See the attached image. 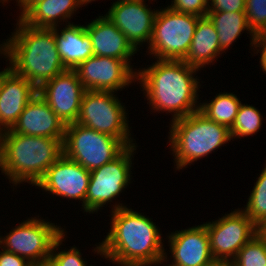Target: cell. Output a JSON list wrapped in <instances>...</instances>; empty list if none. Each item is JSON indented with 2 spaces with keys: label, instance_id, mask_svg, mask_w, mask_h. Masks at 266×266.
Instances as JSON below:
<instances>
[{
  "label": "cell",
  "instance_id": "obj_23",
  "mask_svg": "<svg viewBox=\"0 0 266 266\" xmlns=\"http://www.w3.org/2000/svg\"><path fill=\"white\" fill-rule=\"evenodd\" d=\"M207 17L213 23L219 38L220 49L225 52L246 30L251 36L250 47L254 48L256 35L248 26L245 12H208ZM242 32V33H241ZM237 39V40H236Z\"/></svg>",
  "mask_w": 266,
  "mask_h": 266
},
{
  "label": "cell",
  "instance_id": "obj_6",
  "mask_svg": "<svg viewBox=\"0 0 266 266\" xmlns=\"http://www.w3.org/2000/svg\"><path fill=\"white\" fill-rule=\"evenodd\" d=\"M200 18L197 15L176 12L168 6L158 9L146 53L157 60L183 61L189 52Z\"/></svg>",
  "mask_w": 266,
  "mask_h": 266
},
{
  "label": "cell",
  "instance_id": "obj_12",
  "mask_svg": "<svg viewBox=\"0 0 266 266\" xmlns=\"http://www.w3.org/2000/svg\"><path fill=\"white\" fill-rule=\"evenodd\" d=\"M74 71L86 90L117 94L131 83L137 82V69L134 70L126 61L113 57L93 55L80 63Z\"/></svg>",
  "mask_w": 266,
  "mask_h": 266
},
{
  "label": "cell",
  "instance_id": "obj_32",
  "mask_svg": "<svg viewBox=\"0 0 266 266\" xmlns=\"http://www.w3.org/2000/svg\"><path fill=\"white\" fill-rule=\"evenodd\" d=\"M0 266H34V265L24 257L0 249Z\"/></svg>",
  "mask_w": 266,
  "mask_h": 266
},
{
  "label": "cell",
  "instance_id": "obj_4",
  "mask_svg": "<svg viewBox=\"0 0 266 266\" xmlns=\"http://www.w3.org/2000/svg\"><path fill=\"white\" fill-rule=\"evenodd\" d=\"M64 138L38 137L5 130L0 133V170L9 183L35 186L63 155Z\"/></svg>",
  "mask_w": 266,
  "mask_h": 266
},
{
  "label": "cell",
  "instance_id": "obj_36",
  "mask_svg": "<svg viewBox=\"0 0 266 266\" xmlns=\"http://www.w3.org/2000/svg\"><path fill=\"white\" fill-rule=\"evenodd\" d=\"M207 266H233L232 261L215 260Z\"/></svg>",
  "mask_w": 266,
  "mask_h": 266
},
{
  "label": "cell",
  "instance_id": "obj_40",
  "mask_svg": "<svg viewBox=\"0 0 266 266\" xmlns=\"http://www.w3.org/2000/svg\"><path fill=\"white\" fill-rule=\"evenodd\" d=\"M118 2H120V1H130V0H117ZM149 1V0H148ZM151 2L153 1V0H150ZM156 1V0H155Z\"/></svg>",
  "mask_w": 266,
  "mask_h": 266
},
{
  "label": "cell",
  "instance_id": "obj_27",
  "mask_svg": "<svg viewBox=\"0 0 266 266\" xmlns=\"http://www.w3.org/2000/svg\"><path fill=\"white\" fill-rule=\"evenodd\" d=\"M233 266H266V237L260 232L232 260Z\"/></svg>",
  "mask_w": 266,
  "mask_h": 266
},
{
  "label": "cell",
  "instance_id": "obj_37",
  "mask_svg": "<svg viewBox=\"0 0 266 266\" xmlns=\"http://www.w3.org/2000/svg\"><path fill=\"white\" fill-rule=\"evenodd\" d=\"M94 2L95 0H79L80 2V5L83 7V6H86L88 3H91V2Z\"/></svg>",
  "mask_w": 266,
  "mask_h": 266
},
{
  "label": "cell",
  "instance_id": "obj_7",
  "mask_svg": "<svg viewBox=\"0 0 266 266\" xmlns=\"http://www.w3.org/2000/svg\"><path fill=\"white\" fill-rule=\"evenodd\" d=\"M115 92L86 90L80 106L77 123L95 131L118 138L126 147L136 142L130 133L131 127L126 107ZM135 142V143H133Z\"/></svg>",
  "mask_w": 266,
  "mask_h": 266
},
{
  "label": "cell",
  "instance_id": "obj_14",
  "mask_svg": "<svg viewBox=\"0 0 266 266\" xmlns=\"http://www.w3.org/2000/svg\"><path fill=\"white\" fill-rule=\"evenodd\" d=\"M145 1H115L105 14L138 52L143 44L149 46L157 13Z\"/></svg>",
  "mask_w": 266,
  "mask_h": 266
},
{
  "label": "cell",
  "instance_id": "obj_5",
  "mask_svg": "<svg viewBox=\"0 0 266 266\" xmlns=\"http://www.w3.org/2000/svg\"><path fill=\"white\" fill-rule=\"evenodd\" d=\"M169 128V149L176 171L207 157L232 140L227 126L207 119L199 111L170 121Z\"/></svg>",
  "mask_w": 266,
  "mask_h": 266
},
{
  "label": "cell",
  "instance_id": "obj_10",
  "mask_svg": "<svg viewBox=\"0 0 266 266\" xmlns=\"http://www.w3.org/2000/svg\"><path fill=\"white\" fill-rule=\"evenodd\" d=\"M136 150V144L127 146L112 161L90 172L83 212L98 213L102 207H107L109 202L113 203L127 186L129 187L133 174L132 159Z\"/></svg>",
  "mask_w": 266,
  "mask_h": 266
},
{
  "label": "cell",
  "instance_id": "obj_25",
  "mask_svg": "<svg viewBox=\"0 0 266 266\" xmlns=\"http://www.w3.org/2000/svg\"><path fill=\"white\" fill-rule=\"evenodd\" d=\"M254 184L247 205L241 210L260 229L266 223V164Z\"/></svg>",
  "mask_w": 266,
  "mask_h": 266
},
{
  "label": "cell",
  "instance_id": "obj_3",
  "mask_svg": "<svg viewBox=\"0 0 266 266\" xmlns=\"http://www.w3.org/2000/svg\"><path fill=\"white\" fill-rule=\"evenodd\" d=\"M8 38L9 67L39 89L67 69L57 50L54 28H36L20 18Z\"/></svg>",
  "mask_w": 266,
  "mask_h": 266
},
{
  "label": "cell",
  "instance_id": "obj_19",
  "mask_svg": "<svg viewBox=\"0 0 266 266\" xmlns=\"http://www.w3.org/2000/svg\"><path fill=\"white\" fill-rule=\"evenodd\" d=\"M85 28L91 38L95 56L121 59L133 66L130 61L137 50L106 15L102 14L90 23H86Z\"/></svg>",
  "mask_w": 266,
  "mask_h": 266
},
{
  "label": "cell",
  "instance_id": "obj_22",
  "mask_svg": "<svg viewBox=\"0 0 266 266\" xmlns=\"http://www.w3.org/2000/svg\"><path fill=\"white\" fill-rule=\"evenodd\" d=\"M223 53L213 23L207 16L201 17L197 22L189 52L183 61L190 67L201 70L206 65H213Z\"/></svg>",
  "mask_w": 266,
  "mask_h": 266
},
{
  "label": "cell",
  "instance_id": "obj_29",
  "mask_svg": "<svg viewBox=\"0 0 266 266\" xmlns=\"http://www.w3.org/2000/svg\"><path fill=\"white\" fill-rule=\"evenodd\" d=\"M245 13L255 35L266 32V0H246Z\"/></svg>",
  "mask_w": 266,
  "mask_h": 266
},
{
  "label": "cell",
  "instance_id": "obj_33",
  "mask_svg": "<svg viewBox=\"0 0 266 266\" xmlns=\"http://www.w3.org/2000/svg\"><path fill=\"white\" fill-rule=\"evenodd\" d=\"M253 50L256 54L260 53V67L266 74V35L264 33L256 35Z\"/></svg>",
  "mask_w": 266,
  "mask_h": 266
},
{
  "label": "cell",
  "instance_id": "obj_39",
  "mask_svg": "<svg viewBox=\"0 0 266 266\" xmlns=\"http://www.w3.org/2000/svg\"><path fill=\"white\" fill-rule=\"evenodd\" d=\"M34 266H53V265L48 261V262L37 264V265H34Z\"/></svg>",
  "mask_w": 266,
  "mask_h": 266
},
{
  "label": "cell",
  "instance_id": "obj_20",
  "mask_svg": "<svg viewBox=\"0 0 266 266\" xmlns=\"http://www.w3.org/2000/svg\"><path fill=\"white\" fill-rule=\"evenodd\" d=\"M54 28V37L60 59L66 69L74 70L80 63L93 56V45L85 25L63 24Z\"/></svg>",
  "mask_w": 266,
  "mask_h": 266
},
{
  "label": "cell",
  "instance_id": "obj_17",
  "mask_svg": "<svg viewBox=\"0 0 266 266\" xmlns=\"http://www.w3.org/2000/svg\"><path fill=\"white\" fill-rule=\"evenodd\" d=\"M38 89L8 65L3 68L0 81V133L9 130L17 122L27 103Z\"/></svg>",
  "mask_w": 266,
  "mask_h": 266
},
{
  "label": "cell",
  "instance_id": "obj_34",
  "mask_svg": "<svg viewBox=\"0 0 266 266\" xmlns=\"http://www.w3.org/2000/svg\"><path fill=\"white\" fill-rule=\"evenodd\" d=\"M17 3V6H19L18 9H20V14L19 17L20 18L35 2L40 1V0H15ZM10 2L9 0H0V3L3 4Z\"/></svg>",
  "mask_w": 266,
  "mask_h": 266
},
{
  "label": "cell",
  "instance_id": "obj_16",
  "mask_svg": "<svg viewBox=\"0 0 266 266\" xmlns=\"http://www.w3.org/2000/svg\"><path fill=\"white\" fill-rule=\"evenodd\" d=\"M167 237L170 257L173 258L168 266H207L215 261L204 223L173 231Z\"/></svg>",
  "mask_w": 266,
  "mask_h": 266
},
{
  "label": "cell",
  "instance_id": "obj_21",
  "mask_svg": "<svg viewBox=\"0 0 266 266\" xmlns=\"http://www.w3.org/2000/svg\"><path fill=\"white\" fill-rule=\"evenodd\" d=\"M80 7L82 6L79 0H40L35 2L20 19L31 27L60 26L61 28L60 22H65V25L70 24L68 19L70 20Z\"/></svg>",
  "mask_w": 266,
  "mask_h": 266
},
{
  "label": "cell",
  "instance_id": "obj_30",
  "mask_svg": "<svg viewBox=\"0 0 266 266\" xmlns=\"http://www.w3.org/2000/svg\"><path fill=\"white\" fill-rule=\"evenodd\" d=\"M168 7L176 12L205 17L208 13V0H172Z\"/></svg>",
  "mask_w": 266,
  "mask_h": 266
},
{
  "label": "cell",
  "instance_id": "obj_26",
  "mask_svg": "<svg viewBox=\"0 0 266 266\" xmlns=\"http://www.w3.org/2000/svg\"><path fill=\"white\" fill-rule=\"evenodd\" d=\"M263 119L258 108L242 103L230 128L231 139L255 135L261 129Z\"/></svg>",
  "mask_w": 266,
  "mask_h": 266
},
{
  "label": "cell",
  "instance_id": "obj_38",
  "mask_svg": "<svg viewBox=\"0 0 266 266\" xmlns=\"http://www.w3.org/2000/svg\"><path fill=\"white\" fill-rule=\"evenodd\" d=\"M259 232L266 237V223L259 229Z\"/></svg>",
  "mask_w": 266,
  "mask_h": 266
},
{
  "label": "cell",
  "instance_id": "obj_24",
  "mask_svg": "<svg viewBox=\"0 0 266 266\" xmlns=\"http://www.w3.org/2000/svg\"><path fill=\"white\" fill-rule=\"evenodd\" d=\"M204 101L201 103L200 100L199 112L207 119L225 125L230 129L242 104L240 98L233 93L220 92L216 94L214 99Z\"/></svg>",
  "mask_w": 266,
  "mask_h": 266
},
{
  "label": "cell",
  "instance_id": "obj_1",
  "mask_svg": "<svg viewBox=\"0 0 266 266\" xmlns=\"http://www.w3.org/2000/svg\"><path fill=\"white\" fill-rule=\"evenodd\" d=\"M110 206L111 226L102 243H97L93 249L94 254L118 266L167 264L169 258L159 226L148 216L120 202Z\"/></svg>",
  "mask_w": 266,
  "mask_h": 266
},
{
  "label": "cell",
  "instance_id": "obj_28",
  "mask_svg": "<svg viewBox=\"0 0 266 266\" xmlns=\"http://www.w3.org/2000/svg\"><path fill=\"white\" fill-rule=\"evenodd\" d=\"M65 231L54 243L51 255L49 257V262L53 266H87V261H84L80 250L75 247H69L70 249L65 248V250L60 251V247L63 244V241L66 239ZM65 238V239H64ZM58 250V251H57ZM93 266V265H89Z\"/></svg>",
  "mask_w": 266,
  "mask_h": 266
},
{
  "label": "cell",
  "instance_id": "obj_15",
  "mask_svg": "<svg viewBox=\"0 0 266 266\" xmlns=\"http://www.w3.org/2000/svg\"><path fill=\"white\" fill-rule=\"evenodd\" d=\"M85 91L86 89L82 86L77 73L67 69L45 82L38 89V94L51 107L57 117L65 125H69L78 119Z\"/></svg>",
  "mask_w": 266,
  "mask_h": 266
},
{
  "label": "cell",
  "instance_id": "obj_9",
  "mask_svg": "<svg viewBox=\"0 0 266 266\" xmlns=\"http://www.w3.org/2000/svg\"><path fill=\"white\" fill-rule=\"evenodd\" d=\"M31 217L1 235L0 248L26 258L33 265L49 261L55 241L65 228L51 221Z\"/></svg>",
  "mask_w": 266,
  "mask_h": 266
},
{
  "label": "cell",
  "instance_id": "obj_2",
  "mask_svg": "<svg viewBox=\"0 0 266 266\" xmlns=\"http://www.w3.org/2000/svg\"><path fill=\"white\" fill-rule=\"evenodd\" d=\"M147 66L137 70L136 81L154 113H170L173 121L199 111L198 69L184 61L157 59Z\"/></svg>",
  "mask_w": 266,
  "mask_h": 266
},
{
  "label": "cell",
  "instance_id": "obj_18",
  "mask_svg": "<svg viewBox=\"0 0 266 266\" xmlns=\"http://www.w3.org/2000/svg\"><path fill=\"white\" fill-rule=\"evenodd\" d=\"M65 127L66 125L37 93L27 103L17 122L9 130L30 136L65 138Z\"/></svg>",
  "mask_w": 266,
  "mask_h": 266
},
{
  "label": "cell",
  "instance_id": "obj_31",
  "mask_svg": "<svg viewBox=\"0 0 266 266\" xmlns=\"http://www.w3.org/2000/svg\"><path fill=\"white\" fill-rule=\"evenodd\" d=\"M246 0H208V12H245Z\"/></svg>",
  "mask_w": 266,
  "mask_h": 266
},
{
  "label": "cell",
  "instance_id": "obj_35",
  "mask_svg": "<svg viewBox=\"0 0 266 266\" xmlns=\"http://www.w3.org/2000/svg\"><path fill=\"white\" fill-rule=\"evenodd\" d=\"M0 56L8 59V39H5L0 44ZM0 73H2V71H0Z\"/></svg>",
  "mask_w": 266,
  "mask_h": 266
},
{
  "label": "cell",
  "instance_id": "obj_8",
  "mask_svg": "<svg viewBox=\"0 0 266 266\" xmlns=\"http://www.w3.org/2000/svg\"><path fill=\"white\" fill-rule=\"evenodd\" d=\"M125 148L126 146L118 138L77 122L65 127L63 154L89 172L109 163Z\"/></svg>",
  "mask_w": 266,
  "mask_h": 266
},
{
  "label": "cell",
  "instance_id": "obj_11",
  "mask_svg": "<svg viewBox=\"0 0 266 266\" xmlns=\"http://www.w3.org/2000/svg\"><path fill=\"white\" fill-rule=\"evenodd\" d=\"M204 224L214 260L220 261H232L239 250L259 233V229L241 208Z\"/></svg>",
  "mask_w": 266,
  "mask_h": 266
},
{
  "label": "cell",
  "instance_id": "obj_13",
  "mask_svg": "<svg viewBox=\"0 0 266 266\" xmlns=\"http://www.w3.org/2000/svg\"><path fill=\"white\" fill-rule=\"evenodd\" d=\"M90 172L64 154L45 172L35 187L60 198L82 201V209L89 186Z\"/></svg>",
  "mask_w": 266,
  "mask_h": 266
}]
</instances>
